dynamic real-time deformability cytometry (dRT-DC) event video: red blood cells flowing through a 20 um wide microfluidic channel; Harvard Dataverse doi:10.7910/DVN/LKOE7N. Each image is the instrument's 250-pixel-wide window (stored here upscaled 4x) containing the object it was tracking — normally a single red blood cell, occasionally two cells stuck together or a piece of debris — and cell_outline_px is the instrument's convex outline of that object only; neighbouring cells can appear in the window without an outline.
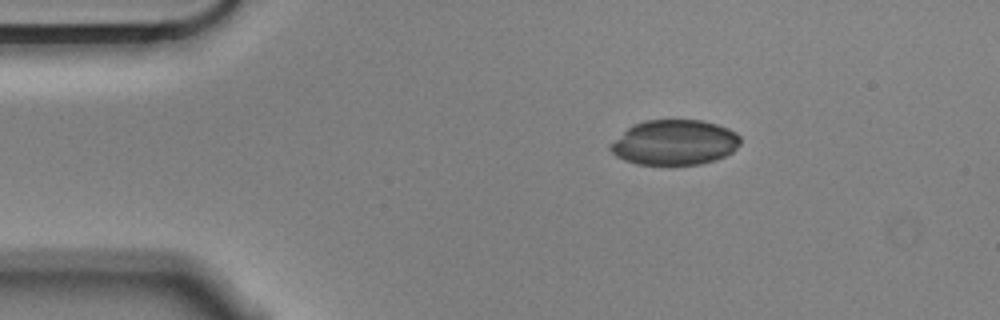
{"species": "Egyptian fruit bat (a non-hibernating species)", "species_latin": "Rousettus aegyptiacus", "temperature_condition": "cold", "stored_images_in_passage": 47, "camera_frame_rate_fps": 3000, "um_per_image_px": 0.085, "animal": {"sex": "male"}, "frame": {"image": 1, "passage_image": 1, "time_ms": 0.0, "image_size_px": [1000, 320], "cell_outline_px": [[740, 144], [732, 152], [716, 160], [700, 164], [636, 164], [624, 160], [616, 156], [608, 148], [608, 144], [632, 124], [644, 120], [700, 120], [716, 124], [728, 128], [736, 132], [740, 136]], "centroid_in_image_um": [57.31, 12.1], "position_along_channel_um": 27.7, "area_um2": 34.33}}
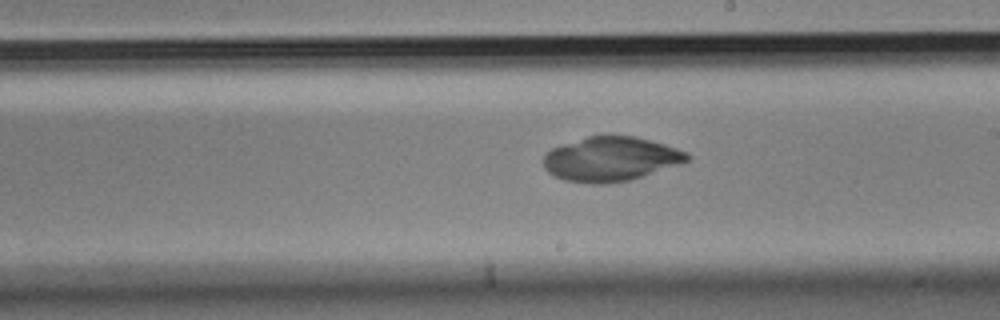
{"frame": {"image": 2, "passage_image": 23, "time_ms": 7.333, "image_size_px": [1000, 320], "cell_outline_px": [[688, 160], [628, 180], [608, 184], [588, 184], [564, 180], [552, 176], [544, 168], [544, 156], [552, 148], [588, 136], [636, 136], [664, 144], [688, 152]], "centroid_in_image_um": [51.85, 13.52], "position_along_channel_um": 237.2, "area_um2": 36.65}}
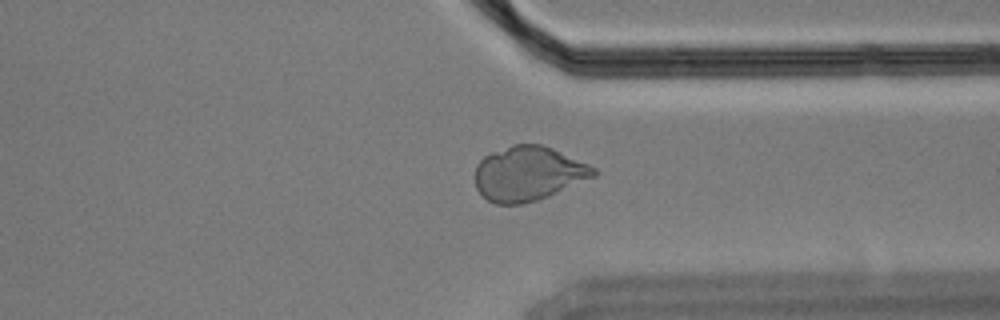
{"frame": {"image": 3, "passage_image": 34, "time_ms": 11.0, "image_size_px": [1000, 320], "cell_outline_px": [[596, 176], [548, 196], [536, 200], [520, 204], [496, 204], [488, 200], [476, 188], [476, 164], [484, 156], [492, 152], [512, 144], [540, 144], [552, 148], [588, 164], [596, 168]], "centroid_in_image_um": [44.9, 14.75], "position_along_channel_um": 366.5, "area_um2": 37.4}}